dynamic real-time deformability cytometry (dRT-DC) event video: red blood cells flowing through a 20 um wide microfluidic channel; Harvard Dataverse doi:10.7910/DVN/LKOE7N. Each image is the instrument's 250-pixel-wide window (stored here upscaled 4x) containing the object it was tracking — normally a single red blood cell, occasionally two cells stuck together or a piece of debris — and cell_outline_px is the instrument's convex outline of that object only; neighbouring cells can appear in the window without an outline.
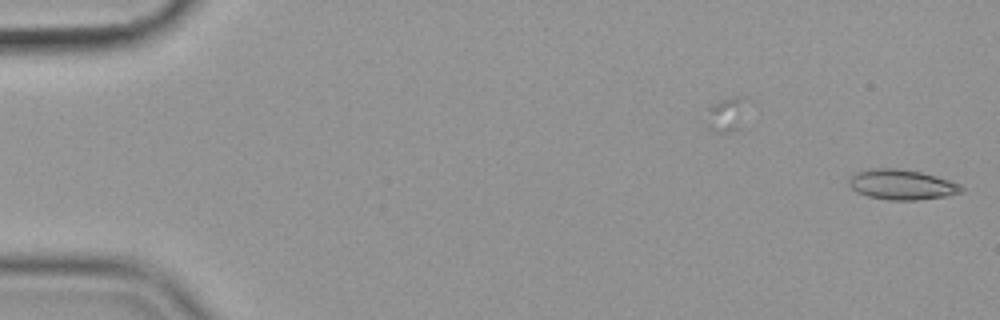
{"species": "common noctule bat (a hibernating species)", "species_latin": "Nyctalus noctula", "temperature_condition": "cold", "stored_images_in_passage": 56, "camera_frame_rate_fps": 3000, "um_per_image_px": 0.085, "animal": {"sex": "female", "body_mass_g": 19.9}, "frame": {"image": 1, "passage_image": 1, "time_ms": 0.0, "image_size_px": [1000, 320], "cell_outline_px": [[964, 192], [944, 196], [916, 200], [888, 200], [868, 196], [852, 188], [848, 184], [848, 176], [856, 172], [868, 168], [896, 168], [920, 172], [936, 176], [960, 184], [964, 188]], "centroid_in_image_um": [76.63, 15.68], "position_along_channel_um": 8.4, "area_um2": 19.77}}
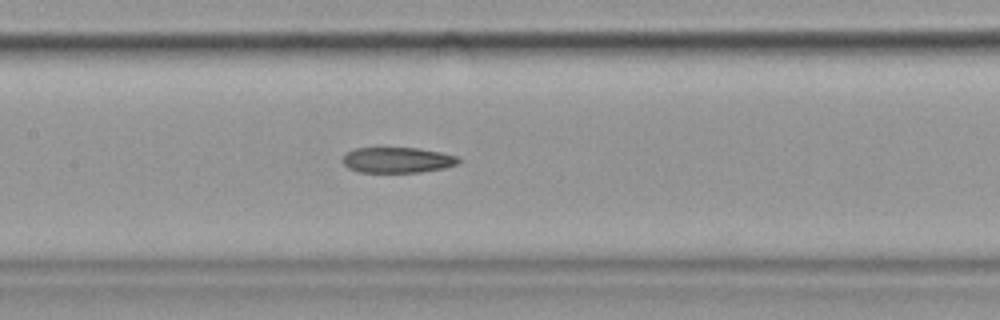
{"frame": {"image": 2, "passage_image": 27, "time_ms": 8.667, "image_size_px": [1000, 320], "cell_outline_px": [[460, 160], [456, 164], [444, 168], [420, 172], [360, 172], [348, 168], [344, 164], [344, 156], [348, 152], [356, 148], [420, 148], [440, 152], [456, 156]], "centroid_in_image_um": [33.79, 13.6], "position_along_channel_um": 173.6, "area_um2": 17.05}}
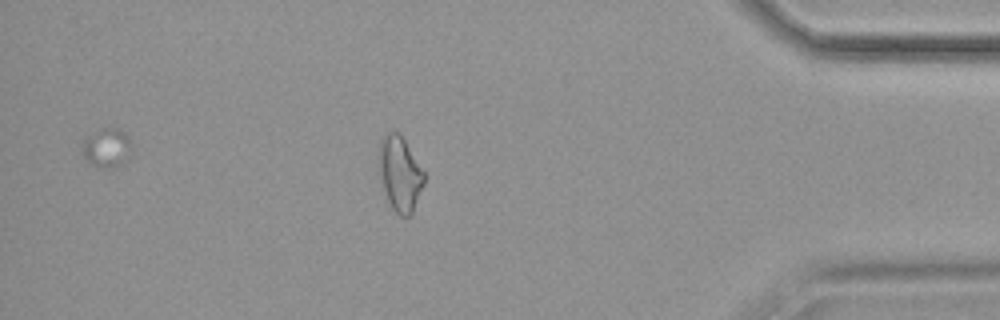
{"frame": {"image": 3, "passage_image": 49, "time_ms": 16.0, "image_size_px": [1000, 320], "cell_outline_px": [[424, 184], [412, 212], [408, 216], [400, 216], [392, 208], [388, 200], [380, 180], [376, 156], [380, 140], [388, 132], [400, 132], [424, 172]], "centroid_in_image_um": [33.95, 14.72], "position_along_channel_um": 401.3, "area_um2": 19.88}}